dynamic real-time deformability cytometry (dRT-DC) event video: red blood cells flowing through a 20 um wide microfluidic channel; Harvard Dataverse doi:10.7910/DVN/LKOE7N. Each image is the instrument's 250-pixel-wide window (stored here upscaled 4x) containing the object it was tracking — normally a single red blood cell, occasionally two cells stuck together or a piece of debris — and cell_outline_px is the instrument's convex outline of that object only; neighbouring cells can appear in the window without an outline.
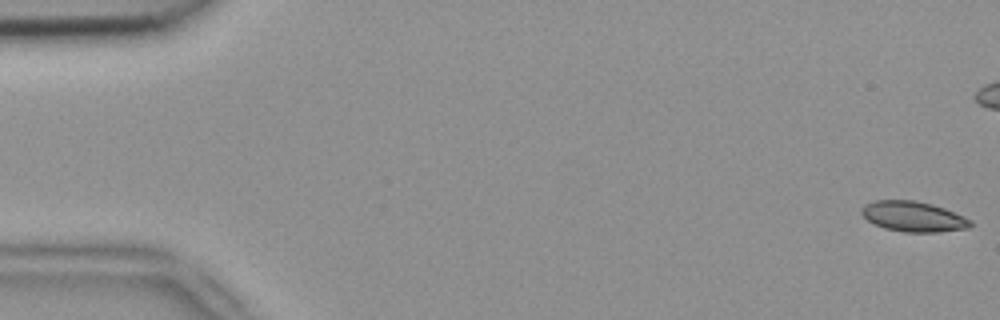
{"species": "common noctule bat (a hibernating species)", "species_latin": "Nyctalus noctula", "temperature_condition": "room temperature", "stored_images_in_passage": 4, "camera_frame_rate_fps": 3000, "um_per_image_px": 0.085, "animal": {"sex": "female", "body_mass_g": 18.4}, "frame": {"image": 1, "passage_image": 1, "time_ms": 0.0, "image_size_px": [1000, 320], "cell_outline_px": [[972, 224], [968, 228], [940, 232], [904, 232], [884, 228], [872, 224], [860, 212], [860, 208], [864, 204], [876, 200], [916, 200], [932, 204], [944, 208], [964, 216], [972, 220]], "centroid_in_image_um": [77.61, 18.4], "position_along_channel_um": 7.4, "area_um2": 19.42}}